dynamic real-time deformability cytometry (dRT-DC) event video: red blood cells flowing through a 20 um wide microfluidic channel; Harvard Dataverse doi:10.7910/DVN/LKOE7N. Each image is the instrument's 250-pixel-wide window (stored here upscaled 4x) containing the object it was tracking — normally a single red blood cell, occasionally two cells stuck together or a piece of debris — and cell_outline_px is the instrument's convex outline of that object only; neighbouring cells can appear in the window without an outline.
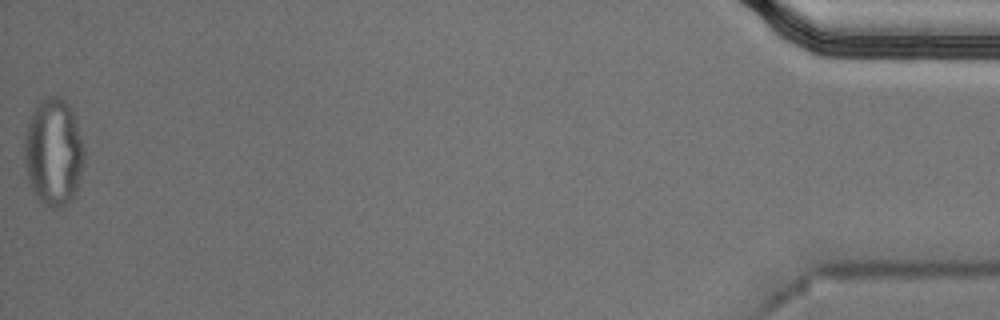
{"species": "Egyptian fruit bat (a non-hibernating species)", "species_latin": "Rousettus aegyptiacus", "temperature_condition": "cold", "stored_images_in_passage": 54, "segment_of_instrument_passage": [2, 2], "camera_frame_rate_fps": 3000, "um_per_image_px": 0.085, "animal": {"sex": "male"}, "frame": {"image": 1, "passage_image": 54, "time_ms": 17.667, "image_size_px": [1000, 320], "cell_outline_px": [[84, 164], [76, 188], [72, 196], [64, 208], [52, 208], [44, 204], [32, 192], [28, 180], [24, 164], [24, 140], [28, 120], [32, 112], [40, 100], [48, 96], [60, 96], [68, 104], [72, 112], [84, 148]], "centroid_in_image_um": [4.52, 12.94], "position_along_channel_um": 430.7, "area_um2": 37.45}}